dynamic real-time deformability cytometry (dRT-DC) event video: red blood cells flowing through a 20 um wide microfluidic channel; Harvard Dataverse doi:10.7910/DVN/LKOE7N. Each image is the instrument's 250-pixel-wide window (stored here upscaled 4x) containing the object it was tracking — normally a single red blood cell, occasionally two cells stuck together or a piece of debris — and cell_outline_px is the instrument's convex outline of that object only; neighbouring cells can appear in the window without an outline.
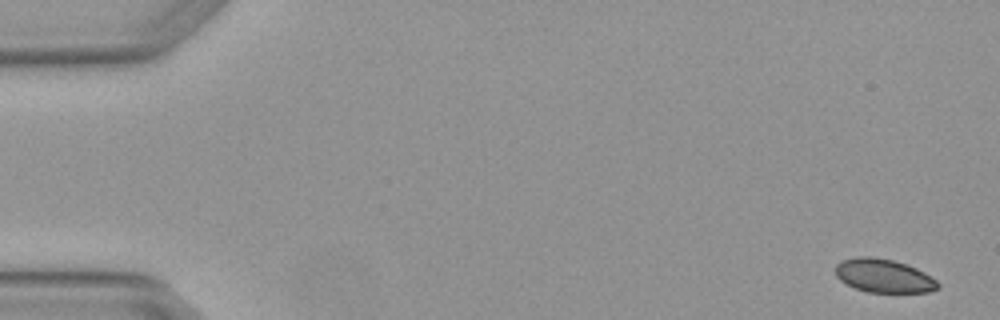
{"species": "Egyptian fruit bat (a non-hibernating species)", "species_latin": "Rousettus aegyptiacus", "temperature_condition": "warm", "stored_images_in_passage": 6, "camera_frame_rate_fps": 3000, "um_per_image_px": 0.085, "animal": {"sex": "female"}, "frame": {"image": 1, "passage_image": 1, "time_ms": 0.0, "image_size_px": [1000, 320], "cell_outline_px": [[940, 288], [928, 292], [868, 292], [856, 288], [840, 280], [836, 276], [836, 264], [840, 260], [856, 256], [872, 256], [892, 260], [916, 268], [924, 272], [936, 280], [940, 284]], "centroid_in_image_um": [75.11, 23.43], "position_along_channel_um": 9.9, "area_um2": 20.0}}